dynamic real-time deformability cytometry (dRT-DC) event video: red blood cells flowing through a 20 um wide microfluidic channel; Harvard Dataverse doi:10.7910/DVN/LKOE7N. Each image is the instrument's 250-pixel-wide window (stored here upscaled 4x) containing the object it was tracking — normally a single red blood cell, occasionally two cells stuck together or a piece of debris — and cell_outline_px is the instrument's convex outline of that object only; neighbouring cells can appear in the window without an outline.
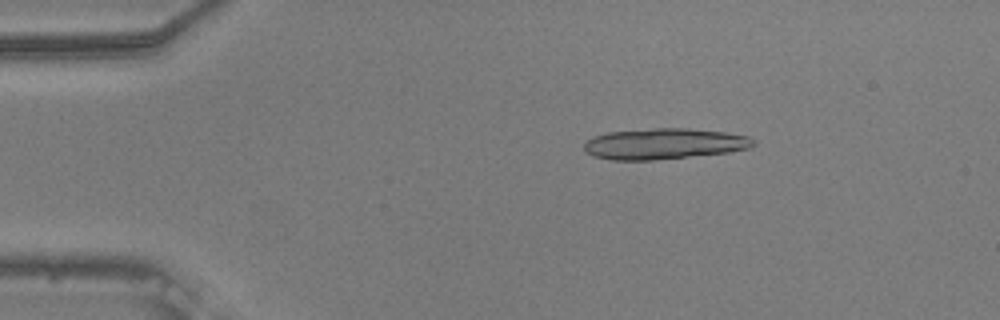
{"species": "common noctule bat (a hibernating species)", "species_latin": "Nyctalus noctula", "temperature_condition": "warm", "stored_images_in_passage": 45, "segment_of_instrument_passage": [1, 2], "camera_frame_rate_fps": 3000, "um_per_image_px": 0.085, "animal": {"sex": "male", "body_mass_g": 20.5, "forearm_length_mm": 52.5}, "frame": {"image": 1, "passage_image": 9, "time_ms": 2.667, "image_size_px": [1000, 320], "cell_outline_px": [[756, 144], [748, 148], [728, 152], [656, 160], [612, 160], [592, 156], [584, 152], [584, 144], [588, 140], [596, 136], [608, 132], [652, 128], [688, 128], [724, 132], [748, 136], [756, 140]], "centroid_in_image_um": [56.44, 12.22], "position_along_channel_um": 28.6, "area_um2": 30.52}}